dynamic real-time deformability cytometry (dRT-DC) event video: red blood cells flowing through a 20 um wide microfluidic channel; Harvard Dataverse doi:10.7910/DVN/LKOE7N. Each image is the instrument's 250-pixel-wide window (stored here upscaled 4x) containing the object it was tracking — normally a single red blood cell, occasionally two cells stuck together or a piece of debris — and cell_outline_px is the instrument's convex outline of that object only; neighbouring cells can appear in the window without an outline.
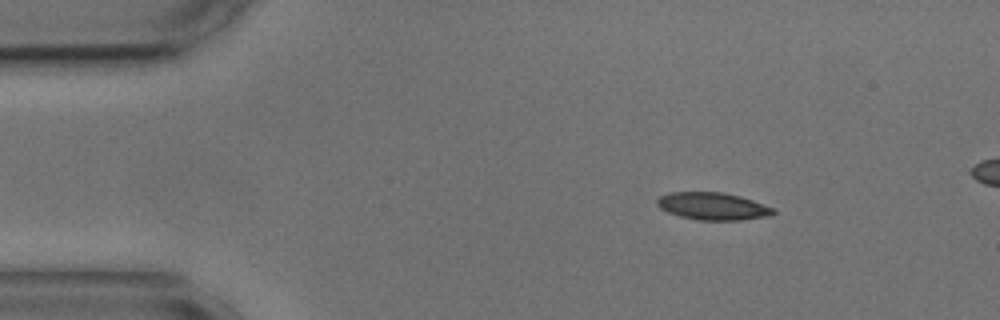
{"species": "common noctule bat (a hibernating species)", "species_latin": "Nyctalus noctula", "temperature_condition": "cold", "stored_images_in_passage": 3, "camera_frame_rate_fps": 3000, "um_per_image_px": 0.085, "animal": {"sex": "male", "body_mass_g": 17.9, "forearm_length_mm": 54.2}, "frame": {"image": 1, "passage_image": 1, "time_ms": 0.0, "image_size_px": [1000, 320], "cell_outline_px": [[776, 212], [772, 216], [740, 220], [700, 220], [680, 216], [668, 212], [660, 208], [656, 204], [656, 200], [660, 196], [668, 192], [724, 192], [740, 196], [776, 208]], "centroid_in_image_um": [60.62, 17.52], "position_along_channel_um": 24.4, "area_um2": 18.73}}